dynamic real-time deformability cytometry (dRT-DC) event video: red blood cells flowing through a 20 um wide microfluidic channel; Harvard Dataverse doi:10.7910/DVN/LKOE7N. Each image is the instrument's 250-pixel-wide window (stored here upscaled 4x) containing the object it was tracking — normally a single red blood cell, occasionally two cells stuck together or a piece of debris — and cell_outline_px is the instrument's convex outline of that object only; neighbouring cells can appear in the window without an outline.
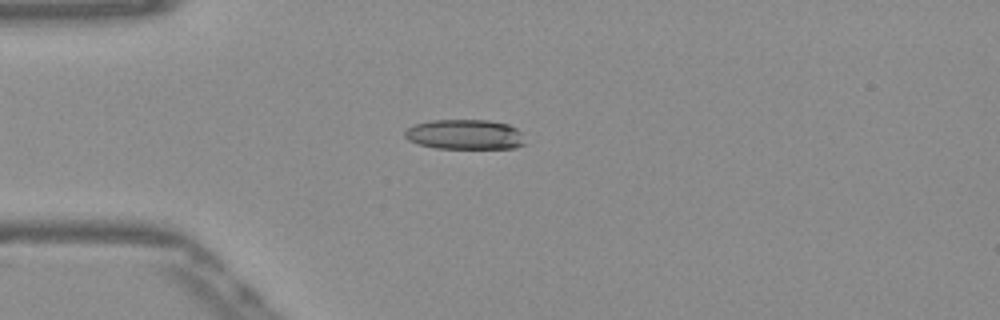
{"species": "Egyptian fruit bat (a non-hibernating species)", "species_latin": "Rousettus aegyptiacus", "temperature_condition": "warm", "stored_images_in_passage": 40, "camera_frame_rate_fps": 3000, "um_per_image_px": 0.085, "frame": {"image": 1, "passage_image": 5, "time_ms": 1.333, "image_size_px": [1000, 320], "cell_outline_px": [[524, 144], [516, 148], [436, 148], [420, 144], [408, 140], [404, 136], [404, 132], [408, 128], [416, 124], [432, 120], [488, 120], [508, 124], [516, 128], [520, 132]], "centroid_in_image_um": [39.51, 11.43], "position_along_channel_um": 45.5, "area_um2": 20.81}}
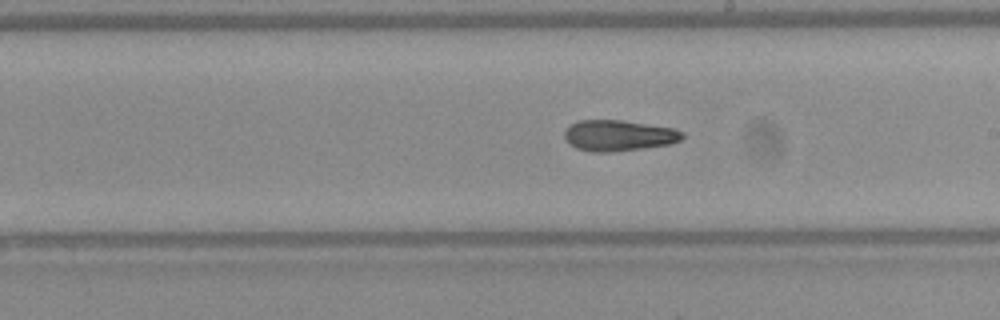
{"frame": {"image": 2, "passage_image": 21, "time_ms": 6.667, "image_size_px": [1000, 320], "cell_outline_px": [[684, 136], [680, 140], [672, 144], [644, 148], [612, 152], [592, 152], [576, 148], [568, 144], [564, 136], [564, 132], [568, 124], [580, 120], [620, 120], [676, 128], [684, 132]], "centroid_in_image_um": [52.58, 11.52], "position_along_channel_um": 236.4, "area_um2": 21.56}}
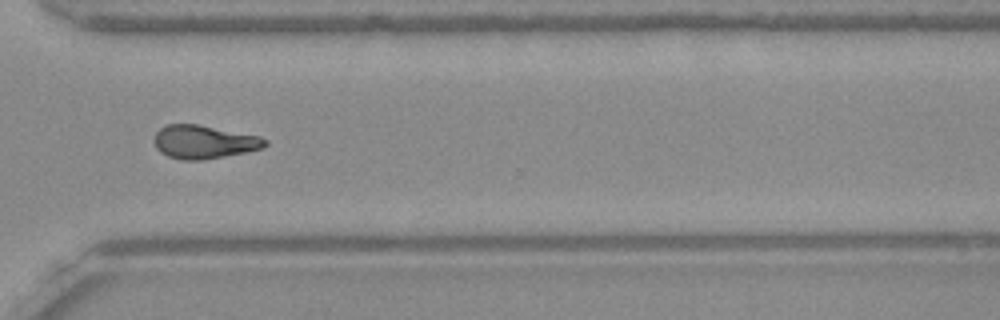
{"frame": {"image": 3, "passage_image": 30, "time_ms": 9.667, "image_size_px": [1000, 320], "cell_outline_px": [[268, 144], [264, 148], [224, 156], [200, 160], [184, 160], [168, 156], [160, 152], [156, 148], [152, 140], [156, 132], [160, 128], [168, 124], [196, 124], [260, 136], [268, 140]], "centroid_in_image_um": [17.32, 12.06], "position_along_channel_um": 353.3, "area_um2": 21.56}, "authors_computed_cell_mechanics": {"area_um2": 21.4438, "velocity_mm_per_s": 3.9015, "shape_relaxation_time_tau1_ms": 4.7647, "shape_relaxation_time_tau2_ms": 4.7561, "deformation_change_tau1": 0.1659, "deformation_change_tau2": 0.1392}}